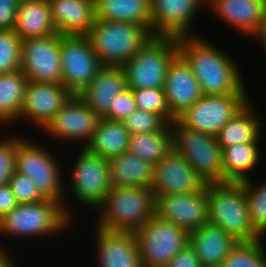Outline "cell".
I'll return each mask as SVG.
<instances>
[{"instance_id": "11", "label": "cell", "mask_w": 266, "mask_h": 267, "mask_svg": "<svg viewBox=\"0 0 266 267\" xmlns=\"http://www.w3.org/2000/svg\"><path fill=\"white\" fill-rule=\"evenodd\" d=\"M251 99L249 94L203 95L176 120L183 127L216 136Z\"/></svg>"}, {"instance_id": "33", "label": "cell", "mask_w": 266, "mask_h": 267, "mask_svg": "<svg viewBox=\"0 0 266 267\" xmlns=\"http://www.w3.org/2000/svg\"><path fill=\"white\" fill-rule=\"evenodd\" d=\"M263 239L239 241L220 267H266V250Z\"/></svg>"}, {"instance_id": "6", "label": "cell", "mask_w": 266, "mask_h": 267, "mask_svg": "<svg viewBox=\"0 0 266 267\" xmlns=\"http://www.w3.org/2000/svg\"><path fill=\"white\" fill-rule=\"evenodd\" d=\"M85 35L103 66H123L152 37L136 23L99 19Z\"/></svg>"}, {"instance_id": "30", "label": "cell", "mask_w": 266, "mask_h": 267, "mask_svg": "<svg viewBox=\"0 0 266 267\" xmlns=\"http://www.w3.org/2000/svg\"><path fill=\"white\" fill-rule=\"evenodd\" d=\"M260 150H262L261 143H241L224 148L222 150L224 183L244 182L250 179L257 166L259 167L257 164L262 160Z\"/></svg>"}, {"instance_id": "12", "label": "cell", "mask_w": 266, "mask_h": 267, "mask_svg": "<svg viewBox=\"0 0 266 267\" xmlns=\"http://www.w3.org/2000/svg\"><path fill=\"white\" fill-rule=\"evenodd\" d=\"M60 59L61 84L72 95H78L103 67L86 35L60 34Z\"/></svg>"}, {"instance_id": "38", "label": "cell", "mask_w": 266, "mask_h": 267, "mask_svg": "<svg viewBox=\"0 0 266 267\" xmlns=\"http://www.w3.org/2000/svg\"><path fill=\"white\" fill-rule=\"evenodd\" d=\"M12 134L0 138V185L8 183L15 172L17 141L22 135Z\"/></svg>"}, {"instance_id": "1", "label": "cell", "mask_w": 266, "mask_h": 267, "mask_svg": "<svg viewBox=\"0 0 266 267\" xmlns=\"http://www.w3.org/2000/svg\"><path fill=\"white\" fill-rule=\"evenodd\" d=\"M201 35L178 38V54L190 66L203 94H249L237 60Z\"/></svg>"}, {"instance_id": "32", "label": "cell", "mask_w": 266, "mask_h": 267, "mask_svg": "<svg viewBox=\"0 0 266 267\" xmlns=\"http://www.w3.org/2000/svg\"><path fill=\"white\" fill-rule=\"evenodd\" d=\"M172 149L171 124L160 132L132 134L128 152L156 165Z\"/></svg>"}, {"instance_id": "27", "label": "cell", "mask_w": 266, "mask_h": 267, "mask_svg": "<svg viewBox=\"0 0 266 267\" xmlns=\"http://www.w3.org/2000/svg\"><path fill=\"white\" fill-rule=\"evenodd\" d=\"M22 39L51 36L56 27L52 21L48 0H21L13 29Z\"/></svg>"}, {"instance_id": "41", "label": "cell", "mask_w": 266, "mask_h": 267, "mask_svg": "<svg viewBox=\"0 0 266 267\" xmlns=\"http://www.w3.org/2000/svg\"><path fill=\"white\" fill-rule=\"evenodd\" d=\"M21 0H0V29L13 30L16 13Z\"/></svg>"}, {"instance_id": "26", "label": "cell", "mask_w": 266, "mask_h": 267, "mask_svg": "<svg viewBox=\"0 0 266 267\" xmlns=\"http://www.w3.org/2000/svg\"><path fill=\"white\" fill-rule=\"evenodd\" d=\"M112 187L151 188L154 165L129 152L107 159Z\"/></svg>"}, {"instance_id": "23", "label": "cell", "mask_w": 266, "mask_h": 267, "mask_svg": "<svg viewBox=\"0 0 266 267\" xmlns=\"http://www.w3.org/2000/svg\"><path fill=\"white\" fill-rule=\"evenodd\" d=\"M239 241L223 228L209 222L189 232L188 244L202 267H220Z\"/></svg>"}, {"instance_id": "2", "label": "cell", "mask_w": 266, "mask_h": 267, "mask_svg": "<svg viewBox=\"0 0 266 267\" xmlns=\"http://www.w3.org/2000/svg\"><path fill=\"white\" fill-rule=\"evenodd\" d=\"M43 144L36 142L35 139H28V136H22L17 141L15 171L33 180L44 198L60 202L66 213L74 220L76 216L72 213V208L75 209L76 205L73 207L70 203L68 206L69 203L66 202L68 200L71 202V199L65 198L64 195L65 181L63 180L66 175L63 169L66 165L62 166L61 160L58 159L61 156H55L57 154Z\"/></svg>"}, {"instance_id": "5", "label": "cell", "mask_w": 266, "mask_h": 267, "mask_svg": "<svg viewBox=\"0 0 266 267\" xmlns=\"http://www.w3.org/2000/svg\"><path fill=\"white\" fill-rule=\"evenodd\" d=\"M208 222L223 228L238 241L262 237L251 225L243 182L207 184Z\"/></svg>"}, {"instance_id": "10", "label": "cell", "mask_w": 266, "mask_h": 267, "mask_svg": "<svg viewBox=\"0 0 266 267\" xmlns=\"http://www.w3.org/2000/svg\"><path fill=\"white\" fill-rule=\"evenodd\" d=\"M134 235L143 267H166L188 244L189 233L154 214Z\"/></svg>"}, {"instance_id": "19", "label": "cell", "mask_w": 266, "mask_h": 267, "mask_svg": "<svg viewBox=\"0 0 266 267\" xmlns=\"http://www.w3.org/2000/svg\"><path fill=\"white\" fill-rule=\"evenodd\" d=\"M94 228L97 267H143L133 232L110 231L95 225Z\"/></svg>"}, {"instance_id": "17", "label": "cell", "mask_w": 266, "mask_h": 267, "mask_svg": "<svg viewBox=\"0 0 266 267\" xmlns=\"http://www.w3.org/2000/svg\"><path fill=\"white\" fill-rule=\"evenodd\" d=\"M155 214L188 233L200 228L209 220L207 184L196 192L158 197Z\"/></svg>"}, {"instance_id": "43", "label": "cell", "mask_w": 266, "mask_h": 267, "mask_svg": "<svg viewBox=\"0 0 266 267\" xmlns=\"http://www.w3.org/2000/svg\"><path fill=\"white\" fill-rule=\"evenodd\" d=\"M18 204L19 203L8 183L0 185V219Z\"/></svg>"}, {"instance_id": "18", "label": "cell", "mask_w": 266, "mask_h": 267, "mask_svg": "<svg viewBox=\"0 0 266 267\" xmlns=\"http://www.w3.org/2000/svg\"><path fill=\"white\" fill-rule=\"evenodd\" d=\"M204 185L186 159L173 149L154 165L151 190L155 200L164 195L196 192Z\"/></svg>"}, {"instance_id": "21", "label": "cell", "mask_w": 266, "mask_h": 267, "mask_svg": "<svg viewBox=\"0 0 266 267\" xmlns=\"http://www.w3.org/2000/svg\"><path fill=\"white\" fill-rule=\"evenodd\" d=\"M126 88V76L122 66H103L77 96L93 113L104 118L115 97Z\"/></svg>"}, {"instance_id": "16", "label": "cell", "mask_w": 266, "mask_h": 267, "mask_svg": "<svg viewBox=\"0 0 266 267\" xmlns=\"http://www.w3.org/2000/svg\"><path fill=\"white\" fill-rule=\"evenodd\" d=\"M71 96L63 84L28 80L23 107L16 122H28L34 125L32 131L35 127L42 131Z\"/></svg>"}, {"instance_id": "15", "label": "cell", "mask_w": 266, "mask_h": 267, "mask_svg": "<svg viewBox=\"0 0 266 267\" xmlns=\"http://www.w3.org/2000/svg\"><path fill=\"white\" fill-rule=\"evenodd\" d=\"M149 1L152 18V36L176 38L200 36L191 27L195 24L196 17H199L198 15L200 14L198 13L206 8L204 0Z\"/></svg>"}, {"instance_id": "3", "label": "cell", "mask_w": 266, "mask_h": 267, "mask_svg": "<svg viewBox=\"0 0 266 267\" xmlns=\"http://www.w3.org/2000/svg\"><path fill=\"white\" fill-rule=\"evenodd\" d=\"M73 220L57 201L44 199L35 203H19L0 219V235L14 239L63 236ZM63 232V233H62ZM15 237V238H14ZM18 237V238H17Z\"/></svg>"}, {"instance_id": "25", "label": "cell", "mask_w": 266, "mask_h": 267, "mask_svg": "<svg viewBox=\"0 0 266 267\" xmlns=\"http://www.w3.org/2000/svg\"><path fill=\"white\" fill-rule=\"evenodd\" d=\"M251 103L252 99L217 133L216 138L222 150L236 144L263 141L264 119Z\"/></svg>"}, {"instance_id": "20", "label": "cell", "mask_w": 266, "mask_h": 267, "mask_svg": "<svg viewBox=\"0 0 266 267\" xmlns=\"http://www.w3.org/2000/svg\"><path fill=\"white\" fill-rule=\"evenodd\" d=\"M163 89L169 111L175 118L204 95L190 66L179 54L169 64Z\"/></svg>"}, {"instance_id": "4", "label": "cell", "mask_w": 266, "mask_h": 267, "mask_svg": "<svg viewBox=\"0 0 266 267\" xmlns=\"http://www.w3.org/2000/svg\"><path fill=\"white\" fill-rule=\"evenodd\" d=\"M151 188L112 187L95 209L94 225L110 231L135 232L155 214ZM98 217V218H97Z\"/></svg>"}, {"instance_id": "29", "label": "cell", "mask_w": 266, "mask_h": 267, "mask_svg": "<svg viewBox=\"0 0 266 267\" xmlns=\"http://www.w3.org/2000/svg\"><path fill=\"white\" fill-rule=\"evenodd\" d=\"M129 138L130 133L123 122L101 118L85 149L107 160L128 152Z\"/></svg>"}, {"instance_id": "46", "label": "cell", "mask_w": 266, "mask_h": 267, "mask_svg": "<svg viewBox=\"0 0 266 267\" xmlns=\"http://www.w3.org/2000/svg\"><path fill=\"white\" fill-rule=\"evenodd\" d=\"M204 1H221V0H204Z\"/></svg>"}, {"instance_id": "13", "label": "cell", "mask_w": 266, "mask_h": 267, "mask_svg": "<svg viewBox=\"0 0 266 267\" xmlns=\"http://www.w3.org/2000/svg\"><path fill=\"white\" fill-rule=\"evenodd\" d=\"M100 119L77 95H72L42 133L54 139L53 143H71V148L79 144L83 149L92 139Z\"/></svg>"}, {"instance_id": "39", "label": "cell", "mask_w": 266, "mask_h": 267, "mask_svg": "<svg viewBox=\"0 0 266 267\" xmlns=\"http://www.w3.org/2000/svg\"><path fill=\"white\" fill-rule=\"evenodd\" d=\"M8 185L18 203H35L45 199L36 188L33 180L16 171L9 179Z\"/></svg>"}, {"instance_id": "37", "label": "cell", "mask_w": 266, "mask_h": 267, "mask_svg": "<svg viewBox=\"0 0 266 267\" xmlns=\"http://www.w3.org/2000/svg\"><path fill=\"white\" fill-rule=\"evenodd\" d=\"M123 124L132 135L160 132L168 122L157 113L136 109L123 121Z\"/></svg>"}, {"instance_id": "28", "label": "cell", "mask_w": 266, "mask_h": 267, "mask_svg": "<svg viewBox=\"0 0 266 267\" xmlns=\"http://www.w3.org/2000/svg\"><path fill=\"white\" fill-rule=\"evenodd\" d=\"M95 19L136 23L152 34L149 0H94Z\"/></svg>"}, {"instance_id": "31", "label": "cell", "mask_w": 266, "mask_h": 267, "mask_svg": "<svg viewBox=\"0 0 266 267\" xmlns=\"http://www.w3.org/2000/svg\"><path fill=\"white\" fill-rule=\"evenodd\" d=\"M27 82L21 70L0 74V127L15 124L19 119Z\"/></svg>"}, {"instance_id": "40", "label": "cell", "mask_w": 266, "mask_h": 267, "mask_svg": "<svg viewBox=\"0 0 266 267\" xmlns=\"http://www.w3.org/2000/svg\"><path fill=\"white\" fill-rule=\"evenodd\" d=\"M136 109L133 91L127 87L115 97L104 118L123 122Z\"/></svg>"}, {"instance_id": "34", "label": "cell", "mask_w": 266, "mask_h": 267, "mask_svg": "<svg viewBox=\"0 0 266 267\" xmlns=\"http://www.w3.org/2000/svg\"><path fill=\"white\" fill-rule=\"evenodd\" d=\"M252 177L244 181L251 225L255 231L266 238V181L256 183Z\"/></svg>"}, {"instance_id": "9", "label": "cell", "mask_w": 266, "mask_h": 267, "mask_svg": "<svg viewBox=\"0 0 266 267\" xmlns=\"http://www.w3.org/2000/svg\"><path fill=\"white\" fill-rule=\"evenodd\" d=\"M76 149V157H72L74 162L69 163L71 166L64 169L70 173L68 175L70 177L67 176V180H64L65 184H68L64 186H68L67 188L70 189L68 191L65 187L64 195L66 197L70 193L73 202L76 201L74 204L77 205L78 203V205L84 206L82 208L87 207L86 210L95 212L94 210L102 203L112 188L107 160L90 154L85 148ZM66 191L68 192L66 193Z\"/></svg>"}, {"instance_id": "45", "label": "cell", "mask_w": 266, "mask_h": 267, "mask_svg": "<svg viewBox=\"0 0 266 267\" xmlns=\"http://www.w3.org/2000/svg\"><path fill=\"white\" fill-rule=\"evenodd\" d=\"M3 245V243H0V267H19L16 264L14 255L11 256V253L8 252L10 250H8L6 245Z\"/></svg>"}, {"instance_id": "8", "label": "cell", "mask_w": 266, "mask_h": 267, "mask_svg": "<svg viewBox=\"0 0 266 267\" xmlns=\"http://www.w3.org/2000/svg\"><path fill=\"white\" fill-rule=\"evenodd\" d=\"M172 149L183 156L204 184L224 183L223 152L216 136L171 123Z\"/></svg>"}, {"instance_id": "42", "label": "cell", "mask_w": 266, "mask_h": 267, "mask_svg": "<svg viewBox=\"0 0 266 267\" xmlns=\"http://www.w3.org/2000/svg\"><path fill=\"white\" fill-rule=\"evenodd\" d=\"M166 267H202L194 250L187 244L168 263Z\"/></svg>"}, {"instance_id": "22", "label": "cell", "mask_w": 266, "mask_h": 267, "mask_svg": "<svg viewBox=\"0 0 266 267\" xmlns=\"http://www.w3.org/2000/svg\"><path fill=\"white\" fill-rule=\"evenodd\" d=\"M204 4L227 27L248 38L257 30L266 7L264 0L204 1Z\"/></svg>"}, {"instance_id": "14", "label": "cell", "mask_w": 266, "mask_h": 267, "mask_svg": "<svg viewBox=\"0 0 266 267\" xmlns=\"http://www.w3.org/2000/svg\"><path fill=\"white\" fill-rule=\"evenodd\" d=\"M20 67L29 81L61 84L60 34L22 40Z\"/></svg>"}, {"instance_id": "35", "label": "cell", "mask_w": 266, "mask_h": 267, "mask_svg": "<svg viewBox=\"0 0 266 267\" xmlns=\"http://www.w3.org/2000/svg\"><path fill=\"white\" fill-rule=\"evenodd\" d=\"M21 42L14 30L0 29V74L21 69Z\"/></svg>"}, {"instance_id": "44", "label": "cell", "mask_w": 266, "mask_h": 267, "mask_svg": "<svg viewBox=\"0 0 266 267\" xmlns=\"http://www.w3.org/2000/svg\"><path fill=\"white\" fill-rule=\"evenodd\" d=\"M249 39L258 40L259 45H261L264 53H266V7L264 9V12L262 14L261 22L259 23V26L257 30L252 34V36Z\"/></svg>"}, {"instance_id": "24", "label": "cell", "mask_w": 266, "mask_h": 267, "mask_svg": "<svg viewBox=\"0 0 266 267\" xmlns=\"http://www.w3.org/2000/svg\"><path fill=\"white\" fill-rule=\"evenodd\" d=\"M56 31L85 35L95 21L94 0H48Z\"/></svg>"}, {"instance_id": "36", "label": "cell", "mask_w": 266, "mask_h": 267, "mask_svg": "<svg viewBox=\"0 0 266 267\" xmlns=\"http://www.w3.org/2000/svg\"><path fill=\"white\" fill-rule=\"evenodd\" d=\"M137 109L150 111L161 115L169 124L176 118L170 113L164 89H138L132 90Z\"/></svg>"}, {"instance_id": "7", "label": "cell", "mask_w": 266, "mask_h": 267, "mask_svg": "<svg viewBox=\"0 0 266 267\" xmlns=\"http://www.w3.org/2000/svg\"><path fill=\"white\" fill-rule=\"evenodd\" d=\"M178 55V38L152 36L123 66L132 90L164 88L169 64Z\"/></svg>"}]
</instances>
